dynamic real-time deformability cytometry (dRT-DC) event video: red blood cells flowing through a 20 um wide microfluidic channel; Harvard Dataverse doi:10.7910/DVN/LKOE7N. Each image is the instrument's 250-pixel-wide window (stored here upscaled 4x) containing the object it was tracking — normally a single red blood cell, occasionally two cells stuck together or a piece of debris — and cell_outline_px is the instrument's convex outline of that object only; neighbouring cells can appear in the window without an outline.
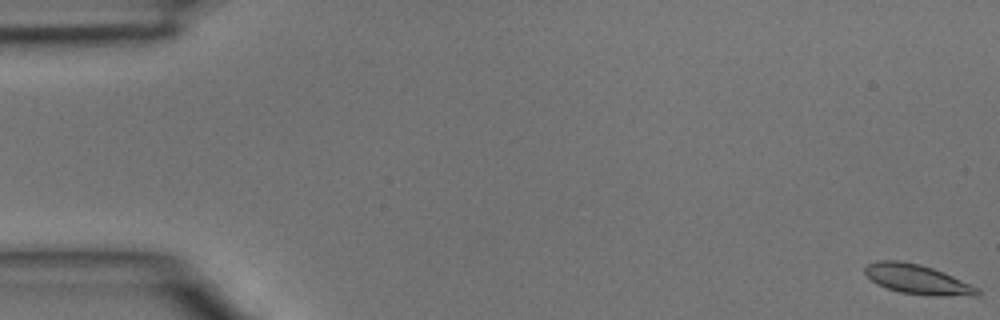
{"species": "common noctule bat (a hibernating species)", "species_latin": "Nyctalus noctula", "temperature_condition": "room temperature", "stored_images_in_passage": 5, "camera_frame_rate_fps": 3000, "um_per_image_px": 0.085, "animal": {"sex": "male", "body_mass_g": 15.6}, "frame": {"image": 1, "passage_image": 1, "time_ms": 0.0, "image_size_px": [1000, 320], "cell_outline_px": [[980, 296], [932, 296], [900, 292], [876, 284], [864, 272], [864, 268], [868, 264], [876, 260], [900, 260], [920, 264], [944, 272], [972, 284], [980, 288]], "centroid_in_image_um": [78.03, 23.75], "position_along_channel_um": 7.0, "area_um2": 19.65}}
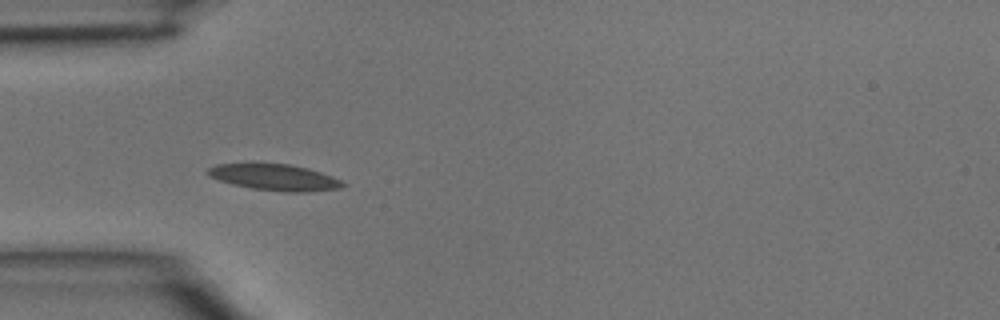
{"frame": {"image": 2, "passage_image": 4, "time_ms": 1.0, "image_size_px": [1000, 320], "cell_outline_px": [[344, 184], [340, 188], [308, 192], [284, 192], [252, 188], [232, 184], [208, 176], [204, 172], [208, 168], [216, 164], [252, 160], [288, 164], [308, 168], [332, 176], [340, 180]], "centroid_in_image_um": [23.22, 15.01], "position_along_channel_um": 61.8, "area_um2": 21.5}}